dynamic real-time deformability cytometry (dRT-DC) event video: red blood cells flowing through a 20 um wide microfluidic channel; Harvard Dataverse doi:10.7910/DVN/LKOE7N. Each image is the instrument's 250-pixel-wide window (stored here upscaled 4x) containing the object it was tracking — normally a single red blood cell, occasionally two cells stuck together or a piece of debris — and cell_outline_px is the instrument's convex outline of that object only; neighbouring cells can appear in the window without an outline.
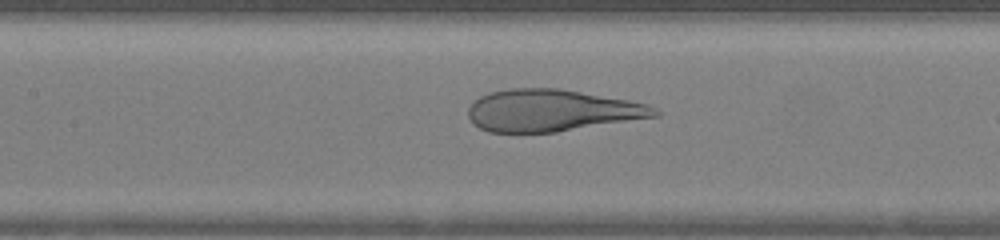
{"species": "human", "species_latin": "Homo sapiens", "temperature_condition": "warm", "stored_images_in_passage": 23, "camera_frame_rate_fps": 3000, "um_per_image_px": 0.085, "donor": {"sex": "female"}, "frame": {"image": 1, "passage_image": 7, "time_ms": 2.0, "image_size_px": [1000, 240], "cell_outline_px": [[660, 116], [556, 132], [488, 132], [472, 124], [468, 116], [468, 108], [480, 96], [488, 92], [508, 88], [556, 88], [628, 100], [648, 104], [656, 108], [660, 112]], "centroid_in_image_um": [46.89, 9.39], "position_along_channel_um": 160.5, "area_um2": 45.55}}
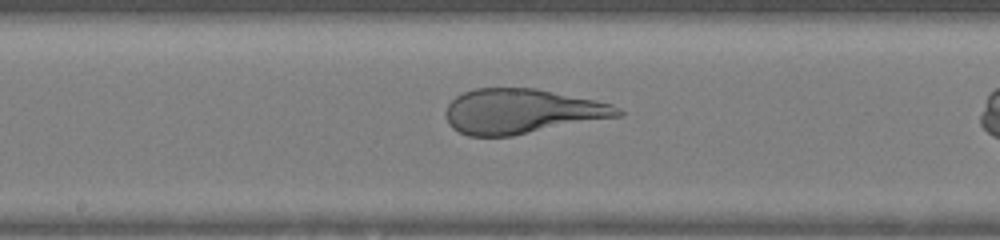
{"frame": {"image": 2, "passage_image": 10, "time_ms": 3.0, "image_size_px": [1000, 240], "cell_outline_px": [[624, 116], [512, 136], [468, 136], [452, 128], [448, 124], [444, 116], [444, 112], [448, 104], [456, 96], [464, 92], [476, 88], [536, 88], [596, 100], [612, 104], [620, 108], [624, 112]], "centroid_in_image_um": [44.37, 9.47], "position_along_channel_um": 203.8, "area_um2": 45.43}}